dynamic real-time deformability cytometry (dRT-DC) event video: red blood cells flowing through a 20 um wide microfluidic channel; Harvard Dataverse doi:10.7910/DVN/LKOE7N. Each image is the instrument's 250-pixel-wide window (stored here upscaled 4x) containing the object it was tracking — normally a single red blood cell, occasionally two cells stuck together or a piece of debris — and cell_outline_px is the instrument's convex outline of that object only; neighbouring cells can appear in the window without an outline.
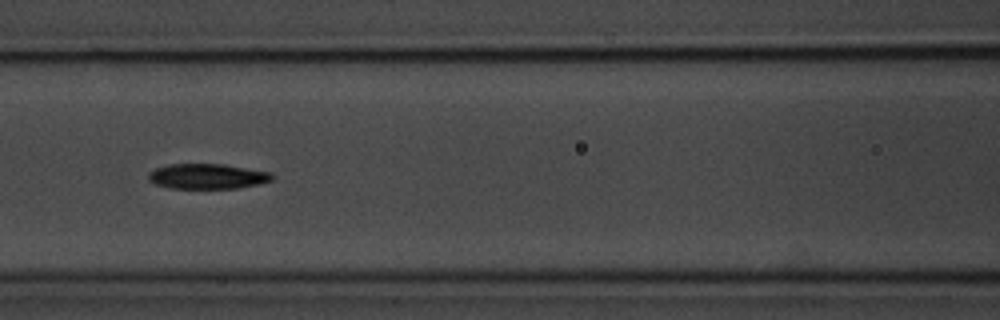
{"species": "common noctule bat (a hibernating species)", "species_latin": "Nyctalus noctula", "temperature_condition": "room temperature", "stored_images_in_passage": 6, "camera_frame_rate_fps": 3000, "um_per_image_px": 0.085, "animal": {"sex": "male", "body_mass_g": 20.1, "forearm_length_mm": 53.5}, "frame": {"image": 1, "passage_image": 5, "time_ms": 4.667, "image_size_px": [1000, 320], "cell_outline_px": [[276, 176], [272, 180], [256, 184], [236, 188], [172, 188], [156, 184], [148, 180], [148, 172], [156, 168], [168, 164], [224, 164], [272, 172]], "centroid_in_image_um": [17.64, 14.97], "position_along_channel_um": 149.0, "area_um2": 18.15}}
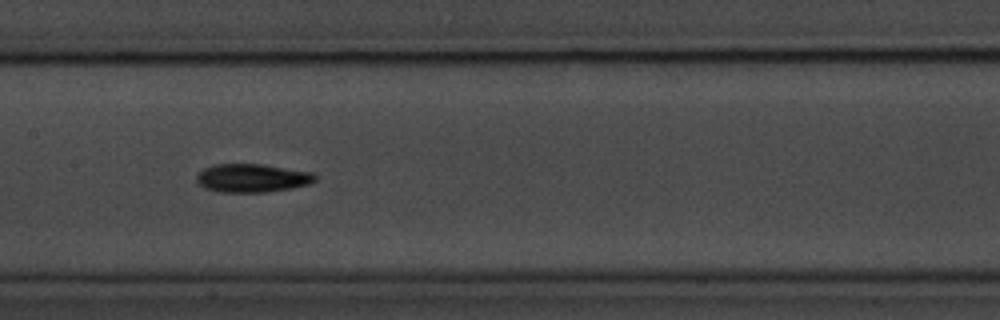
{"frame": {"image": 2, "passage_image": 6, "time_ms": 5.667, "image_size_px": [1000, 320], "cell_outline_px": [[316, 180], [308, 184], [292, 188], [264, 192], [220, 192], [204, 188], [196, 180], [196, 176], [204, 168], [216, 164], [260, 164], [316, 172]], "centroid_in_image_um": [21.46, 15.13], "position_along_channel_um": 185.9, "area_um2": 19.65}}